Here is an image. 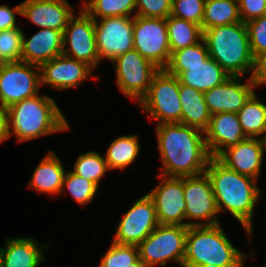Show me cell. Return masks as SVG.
Instances as JSON below:
<instances>
[{
  "mask_svg": "<svg viewBox=\"0 0 266 267\" xmlns=\"http://www.w3.org/2000/svg\"><path fill=\"white\" fill-rule=\"evenodd\" d=\"M157 147L166 177L196 176L205 172L211 155L204 132L181 123L156 125Z\"/></svg>",
  "mask_w": 266,
  "mask_h": 267,
  "instance_id": "obj_1",
  "label": "cell"
},
{
  "mask_svg": "<svg viewBox=\"0 0 266 267\" xmlns=\"http://www.w3.org/2000/svg\"><path fill=\"white\" fill-rule=\"evenodd\" d=\"M205 172L210 178L219 213L230 212L251 238L254 209L262 193L257 180L241 175L214 157L210 158Z\"/></svg>",
  "mask_w": 266,
  "mask_h": 267,
  "instance_id": "obj_2",
  "label": "cell"
},
{
  "mask_svg": "<svg viewBox=\"0 0 266 267\" xmlns=\"http://www.w3.org/2000/svg\"><path fill=\"white\" fill-rule=\"evenodd\" d=\"M4 114L6 137L15 134L18 142L70 129L63 112L48 95L37 94L16 102L7 107Z\"/></svg>",
  "mask_w": 266,
  "mask_h": 267,
  "instance_id": "obj_3",
  "label": "cell"
},
{
  "mask_svg": "<svg viewBox=\"0 0 266 267\" xmlns=\"http://www.w3.org/2000/svg\"><path fill=\"white\" fill-rule=\"evenodd\" d=\"M247 257L220 224L188 227L182 267H244Z\"/></svg>",
  "mask_w": 266,
  "mask_h": 267,
  "instance_id": "obj_4",
  "label": "cell"
},
{
  "mask_svg": "<svg viewBox=\"0 0 266 267\" xmlns=\"http://www.w3.org/2000/svg\"><path fill=\"white\" fill-rule=\"evenodd\" d=\"M209 56L215 60L230 76H239L252 72L255 58L252 54L246 23L238 22L203 32Z\"/></svg>",
  "mask_w": 266,
  "mask_h": 267,
  "instance_id": "obj_5",
  "label": "cell"
},
{
  "mask_svg": "<svg viewBox=\"0 0 266 267\" xmlns=\"http://www.w3.org/2000/svg\"><path fill=\"white\" fill-rule=\"evenodd\" d=\"M188 226L159 224L139 245L145 267H165L170 260L183 266Z\"/></svg>",
  "mask_w": 266,
  "mask_h": 267,
  "instance_id": "obj_6",
  "label": "cell"
},
{
  "mask_svg": "<svg viewBox=\"0 0 266 267\" xmlns=\"http://www.w3.org/2000/svg\"><path fill=\"white\" fill-rule=\"evenodd\" d=\"M149 117L162 123H181L179 79L160 69L152 78L147 94L139 101Z\"/></svg>",
  "mask_w": 266,
  "mask_h": 267,
  "instance_id": "obj_7",
  "label": "cell"
},
{
  "mask_svg": "<svg viewBox=\"0 0 266 267\" xmlns=\"http://www.w3.org/2000/svg\"><path fill=\"white\" fill-rule=\"evenodd\" d=\"M112 63L119 90L137 103L147 94L153 76L160 70L135 49L116 57Z\"/></svg>",
  "mask_w": 266,
  "mask_h": 267,
  "instance_id": "obj_8",
  "label": "cell"
},
{
  "mask_svg": "<svg viewBox=\"0 0 266 267\" xmlns=\"http://www.w3.org/2000/svg\"><path fill=\"white\" fill-rule=\"evenodd\" d=\"M184 200L186 204V226H211L220 224L219 210L212 184L206 172L196 176L183 177ZM192 220H197L192 221ZM204 220L205 222H199Z\"/></svg>",
  "mask_w": 266,
  "mask_h": 267,
  "instance_id": "obj_9",
  "label": "cell"
},
{
  "mask_svg": "<svg viewBox=\"0 0 266 267\" xmlns=\"http://www.w3.org/2000/svg\"><path fill=\"white\" fill-rule=\"evenodd\" d=\"M39 66L24 61L0 64V106L10 105L34 97L40 92Z\"/></svg>",
  "mask_w": 266,
  "mask_h": 267,
  "instance_id": "obj_10",
  "label": "cell"
},
{
  "mask_svg": "<svg viewBox=\"0 0 266 267\" xmlns=\"http://www.w3.org/2000/svg\"><path fill=\"white\" fill-rule=\"evenodd\" d=\"M133 44L144 58L164 69L171 55L166 19L134 16Z\"/></svg>",
  "mask_w": 266,
  "mask_h": 267,
  "instance_id": "obj_11",
  "label": "cell"
},
{
  "mask_svg": "<svg viewBox=\"0 0 266 267\" xmlns=\"http://www.w3.org/2000/svg\"><path fill=\"white\" fill-rule=\"evenodd\" d=\"M77 15L69 20L64 29L62 54L84 62L95 69L100 63L95 37V22L82 8Z\"/></svg>",
  "mask_w": 266,
  "mask_h": 267,
  "instance_id": "obj_12",
  "label": "cell"
},
{
  "mask_svg": "<svg viewBox=\"0 0 266 267\" xmlns=\"http://www.w3.org/2000/svg\"><path fill=\"white\" fill-rule=\"evenodd\" d=\"M158 225L154 202L145 194L123 214L112 240L117 244L138 246Z\"/></svg>",
  "mask_w": 266,
  "mask_h": 267,
  "instance_id": "obj_13",
  "label": "cell"
},
{
  "mask_svg": "<svg viewBox=\"0 0 266 267\" xmlns=\"http://www.w3.org/2000/svg\"><path fill=\"white\" fill-rule=\"evenodd\" d=\"M95 22V37L100 61H113L134 49L133 17H107Z\"/></svg>",
  "mask_w": 266,
  "mask_h": 267,
  "instance_id": "obj_14",
  "label": "cell"
},
{
  "mask_svg": "<svg viewBox=\"0 0 266 267\" xmlns=\"http://www.w3.org/2000/svg\"><path fill=\"white\" fill-rule=\"evenodd\" d=\"M161 177L159 184L147 193L153 200L159 224L186 226L183 177Z\"/></svg>",
  "mask_w": 266,
  "mask_h": 267,
  "instance_id": "obj_15",
  "label": "cell"
},
{
  "mask_svg": "<svg viewBox=\"0 0 266 267\" xmlns=\"http://www.w3.org/2000/svg\"><path fill=\"white\" fill-rule=\"evenodd\" d=\"M41 86L58 90L78 87L92 75V68L84 62L61 54L40 67Z\"/></svg>",
  "mask_w": 266,
  "mask_h": 267,
  "instance_id": "obj_16",
  "label": "cell"
},
{
  "mask_svg": "<svg viewBox=\"0 0 266 267\" xmlns=\"http://www.w3.org/2000/svg\"><path fill=\"white\" fill-rule=\"evenodd\" d=\"M239 76H230L222 84L203 92L204 100L211 115L230 112L237 113L254 93L256 88L252 77L240 82Z\"/></svg>",
  "mask_w": 266,
  "mask_h": 267,
  "instance_id": "obj_17",
  "label": "cell"
},
{
  "mask_svg": "<svg viewBox=\"0 0 266 267\" xmlns=\"http://www.w3.org/2000/svg\"><path fill=\"white\" fill-rule=\"evenodd\" d=\"M265 150V139L248 137L236 146L224 150L217 159L241 175L258 180Z\"/></svg>",
  "mask_w": 266,
  "mask_h": 267,
  "instance_id": "obj_18",
  "label": "cell"
},
{
  "mask_svg": "<svg viewBox=\"0 0 266 267\" xmlns=\"http://www.w3.org/2000/svg\"><path fill=\"white\" fill-rule=\"evenodd\" d=\"M204 136L207 149L214 158H217L224 150L248 138L243 132L238 114L230 112L211 115Z\"/></svg>",
  "mask_w": 266,
  "mask_h": 267,
  "instance_id": "obj_19",
  "label": "cell"
},
{
  "mask_svg": "<svg viewBox=\"0 0 266 267\" xmlns=\"http://www.w3.org/2000/svg\"><path fill=\"white\" fill-rule=\"evenodd\" d=\"M74 9L67 0H24L21 2V16L38 28H51L64 32Z\"/></svg>",
  "mask_w": 266,
  "mask_h": 267,
  "instance_id": "obj_20",
  "label": "cell"
},
{
  "mask_svg": "<svg viewBox=\"0 0 266 267\" xmlns=\"http://www.w3.org/2000/svg\"><path fill=\"white\" fill-rule=\"evenodd\" d=\"M164 70L176 76L181 84L205 92L219 86L230 75L210 56L195 66H166Z\"/></svg>",
  "mask_w": 266,
  "mask_h": 267,
  "instance_id": "obj_21",
  "label": "cell"
},
{
  "mask_svg": "<svg viewBox=\"0 0 266 267\" xmlns=\"http://www.w3.org/2000/svg\"><path fill=\"white\" fill-rule=\"evenodd\" d=\"M63 32L51 28H41L30 39L22 35L21 61L36 66L62 54Z\"/></svg>",
  "mask_w": 266,
  "mask_h": 267,
  "instance_id": "obj_22",
  "label": "cell"
},
{
  "mask_svg": "<svg viewBox=\"0 0 266 267\" xmlns=\"http://www.w3.org/2000/svg\"><path fill=\"white\" fill-rule=\"evenodd\" d=\"M5 242V248L0 247V267H38L46 259L43 250L49 243L40 248L31 237L6 238Z\"/></svg>",
  "mask_w": 266,
  "mask_h": 267,
  "instance_id": "obj_23",
  "label": "cell"
},
{
  "mask_svg": "<svg viewBox=\"0 0 266 267\" xmlns=\"http://www.w3.org/2000/svg\"><path fill=\"white\" fill-rule=\"evenodd\" d=\"M65 173L61 160L55 151L50 150L34 169L29 188L40 194L46 193L51 196L61 194Z\"/></svg>",
  "mask_w": 266,
  "mask_h": 267,
  "instance_id": "obj_24",
  "label": "cell"
},
{
  "mask_svg": "<svg viewBox=\"0 0 266 267\" xmlns=\"http://www.w3.org/2000/svg\"><path fill=\"white\" fill-rule=\"evenodd\" d=\"M179 98L182 107L181 124L204 132L209 126L211 114L203 92L179 82Z\"/></svg>",
  "mask_w": 266,
  "mask_h": 267,
  "instance_id": "obj_25",
  "label": "cell"
},
{
  "mask_svg": "<svg viewBox=\"0 0 266 267\" xmlns=\"http://www.w3.org/2000/svg\"><path fill=\"white\" fill-rule=\"evenodd\" d=\"M140 149L138 135H122L115 138L107 147L104 157L109 170H125L136 160Z\"/></svg>",
  "mask_w": 266,
  "mask_h": 267,
  "instance_id": "obj_26",
  "label": "cell"
},
{
  "mask_svg": "<svg viewBox=\"0 0 266 267\" xmlns=\"http://www.w3.org/2000/svg\"><path fill=\"white\" fill-rule=\"evenodd\" d=\"M243 132L249 138H266V104L255 92L237 112Z\"/></svg>",
  "mask_w": 266,
  "mask_h": 267,
  "instance_id": "obj_27",
  "label": "cell"
},
{
  "mask_svg": "<svg viewBox=\"0 0 266 267\" xmlns=\"http://www.w3.org/2000/svg\"><path fill=\"white\" fill-rule=\"evenodd\" d=\"M242 22L238 0H205L201 29Z\"/></svg>",
  "mask_w": 266,
  "mask_h": 267,
  "instance_id": "obj_28",
  "label": "cell"
},
{
  "mask_svg": "<svg viewBox=\"0 0 266 267\" xmlns=\"http://www.w3.org/2000/svg\"><path fill=\"white\" fill-rule=\"evenodd\" d=\"M171 53L193 46L203 39L201 26L169 15L166 18Z\"/></svg>",
  "mask_w": 266,
  "mask_h": 267,
  "instance_id": "obj_29",
  "label": "cell"
},
{
  "mask_svg": "<svg viewBox=\"0 0 266 267\" xmlns=\"http://www.w3.org/2000/svg\"><path fill=\"white\" fill-rule=\"evenodd\" d=\"M81 3L82 9L93 20H97V17L102 19L118 16H136V0H88Z\"/></svg>",
  "mask_w": 266,
  "mask_h": 267,
  "instance_id": "obj_30",
  "label": "cell"
},
{
  "mask_svg": "<svg viewBox=\"0 0 266 267\" xmlns=\"http://www.w3.org/2000/svg\"><path fill=\"white\" fill-rule=\"evenodd\" d=\"M73 169V173L90 180L98 187L107 170L109 171L105 158L95 151H87L80 154L75 161Z\"/></svg>",
  "mask_w": 266,
  "mask_h": 267,
  "instance_id": "obj_31",
  "label": "cell"
},
{
  "mask_svg": "<svg viewBox=\"0 0 266 267\" xmlns=\"http://www.w3.org/2000/svg\"><path fill=\"white\" fill-rule=\"evenodd\" d=\"M99 267H145L139 258L138 246L117 244L112 241Z\"/></svg>",
  "mask_w": 266,
  "mask_h": 267,
  "instance_id": "obj_32",
  "label": "cell"
},
{
  "mask_svg": "<svg viewBox=\"0 0 266 267\" xmlns=\"http://www.w3.org/2000/svg\"><path fill=\"white\" fill-rule=\"evenodd\" d=\"M64 189H67L74 198V200L81 206H86L95 198L99 187L85 178L73 173L72 171H66L62 192Z\"/></svg>",
  "mask_w": 266,
  "mask_h": 267,
  "instance_id": "obj_33",
  "label": "cell"
},
{
  "mask_svg": "<svg viewBox=\"0 0 266 267\" xmlns=\"http://www.w3.org/2000/svg\"><path fill=\"white\" fill-rule=\"evenodd\" d=\"M22 28L0 31V64L21 61Z\"/></svg>",
  "mask_w": 266,
  "mask_h": 267,
  "instance_id": "obj_34",
  "label": "cell"
},
{
  "mask_svg": "<svg viewBox=\"0 0 266 267\" xmlns=\"http://www.w3.org/2000/svg\"><path fill=\"white\" fill-rule=\"evenodd\" d=\"M208 57V48L202 39L193 46L172 52L167 66H195L202 64Z\"/></svg>",
  "mask_w": 266,
  "mask_h": 267,
  "instance_id": "obj_35",
  "label": "cell"
},
{
  "mask_svg": "<svg viewBox=\"0 0 266 267\" xmlns=\"http://www.w3.org/2000/svg\"><path fill=\"white\" fill-rule=\"evenodd\" d=\"M205 0H172L171 15L202 25Z\"/></svg>",
  "mask_w": 266,
  "mask_h": 267,
  "instance_id": "obj_36",
  "label": "cell"
},
{
  "mask_svg": "<svg viewBox=\"0 0 266 267\" xmlns=\"http://www.w3.org/2000/svg\"><path fill=\"white\" fill-rule=\"evenodd\" d=\"M252 54L256 59L266 52V15L246 23Z\"/></svg>",
  "mask_w": 266,
  "mask_h": 267,
  "instance_id": "obj_37",
  "label": "cell"
},
{
  "mask_svg": "<svg viewBox=\"0 0 266 267\" xmlns=\"http://www.w3.org/2000/svg\"><path fill=\"white\" fill-rule=\"evenodd\" d=\"M172 0H136V15L166 19L171 15Z\"/></svg>",
  "mask_w": 266,
  "mask_h": 267,
  "instance_id": "obj_38",
  "label": "cell"
},
{
  "mask_svg": "<svg viewBox=\"0 0 266 267\" xmlns=\"http://www.w3.org/2000/svg\"><path fill=\"white\" fill-rule=\"evenodd\" d=\"M238 6L244 23L266 15V0H238Z\"/></svg>",
  "mask_w": 266,
  "mask_h": 267,
  "instance_id": "obj_39",
  "label": "cell"
},
{
  "mask_svg": "<svg viewBox=\"0 0 266 267\" xmlns=\"http://www.w3.org/2000/svg\"><path fill=\"white\" fill-rule=\"evenodd\" d=\"M16 13L21 15V3L14 8L0 5V31L19 27L16 24Z\"/></svg>",
  "mask_w": 266,
  "mask_h": 267,
  "instance_id": "obj_40",
  "label": "cell"
},
{
  "mask_svg": "<svg viewBox=\"0 0 266 267\" xmlns=\"http://www.w3.org/2000/svg\"><path fill=\"white\" fill-rule=\"evenodd\" d=\"M252 80L256 87L266 84V52L255 59Z\"/></svg>",
  "mask_w": 266,
  "mask_h": 267,
  "instance_id": "obj_41",
  "label": "cell"
},
{
  "mask_svg": "<svg viewBox=\"0 0 266 267\" xmlns=\"http://www.w3.org/2000/svg\"><path fill=\"white\" fill-rule=\"evenodd\" d=\"M7 140L4 109L0 106V143Z\"/></svg>",
  "mask_w": 266,
  "mask_h": 267,
  "instance_id": "obj_42",
  "label": "cell"
}]
</instances>
